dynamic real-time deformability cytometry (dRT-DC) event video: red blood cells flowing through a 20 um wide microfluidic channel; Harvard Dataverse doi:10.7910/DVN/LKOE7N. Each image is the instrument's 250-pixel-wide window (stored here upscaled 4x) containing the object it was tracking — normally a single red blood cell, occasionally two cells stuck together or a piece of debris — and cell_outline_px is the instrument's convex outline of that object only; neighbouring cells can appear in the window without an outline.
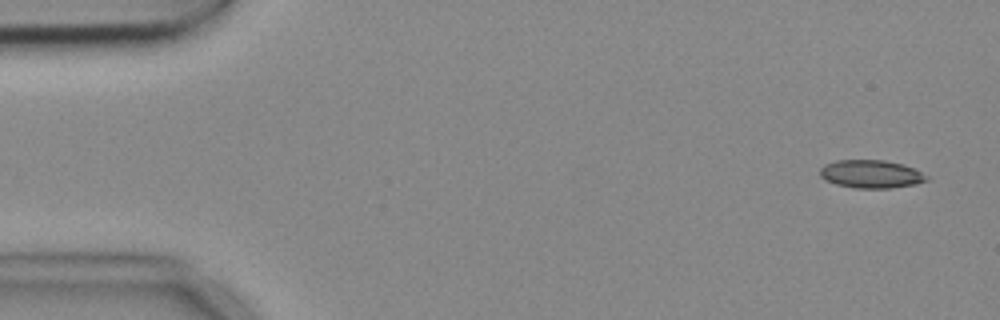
{"species": "common noctule bat (a hibernating species)", "species_latin": "Nyctalus noctula", "temperature_condition": "cold", "stored_images_in_passage": 9, "camera_frame_rate_fps": 3000, "um_per_image_px": 0.085, "animal": {"sex": "female", "body_mass_g": 18.4}, "frame": {"image": 1, "passage_image": 1, "time_ms": 0.0, "image_size_px": [1000, 320], "cell_outline_px": [[928, 180], [916, 184], [892, 188], [856, 188], [836, 184], [820, 176], [820, 168], [824, 164], [836, 160], [884, 160], [904, 164], [928, 176]], "centroid_in_image_um": [74.04, 14.79], "position_along_channel_um": 11.0, "area_um2": 17.4}}
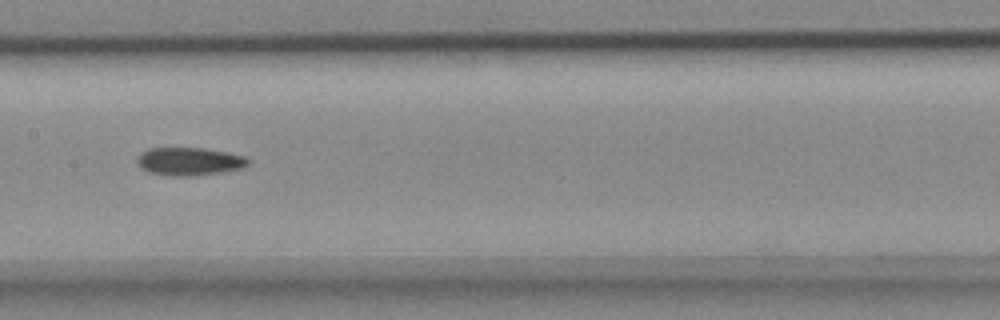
{"frame": {"image": 2, "passage_image": 7, "time_ms": 2.0, "image_size_px": [1000, 320], "cell_outline_px": [[252, 160], [244, 168], [220, 172], [192, 176], [172, 176], [148, 172], [136, 160], [140, 152], [148, 148], [204, 148], [228, 152], [244, 156]], "centroid_in_image_um": [16.13, 13.71], "position_along_channel_um": 191.3, "area_um2": 18.15}}
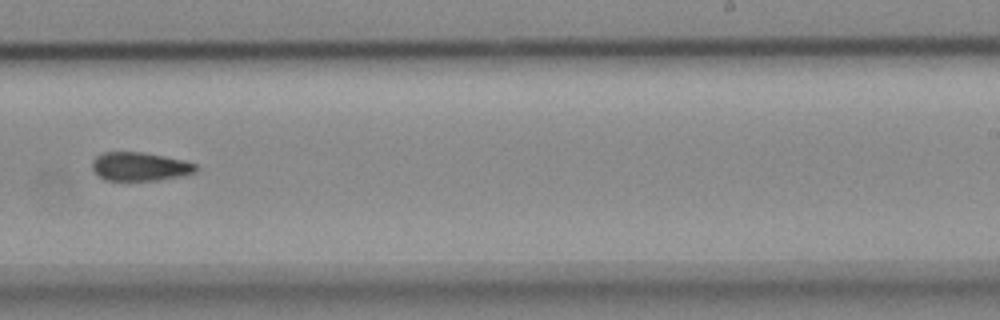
{"frame": {"image": 3, "passage_image": 9, "time_ms": 2.667, "image_size_px": [1000, 320], "cell_outline_px": [[200, 168], [196, 172], [180, 176], [160, 180], [104, 180], [92, 168], [92, 160], [96, 156], [104, 152], [144, 152], [184, 160], [196, 164]], "centroid_in_image_um": [11.92, 14.15], "position_along_channel_um": 277.1, "area_um2": 17.34}}